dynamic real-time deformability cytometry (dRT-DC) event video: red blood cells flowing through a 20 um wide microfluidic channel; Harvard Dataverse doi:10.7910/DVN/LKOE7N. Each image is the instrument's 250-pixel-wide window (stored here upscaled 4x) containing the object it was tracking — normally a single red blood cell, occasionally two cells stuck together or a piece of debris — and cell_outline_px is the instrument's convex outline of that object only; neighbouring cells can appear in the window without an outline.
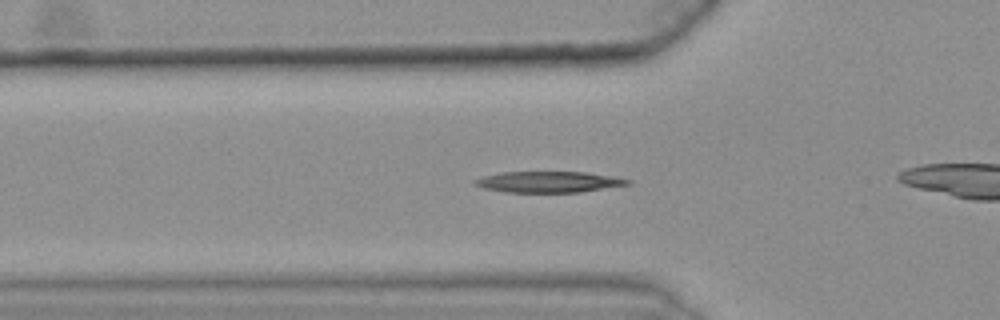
{"species": "common noctule bat (a hibernating species)", "species_latin": "Nyctalus noctula", "temperature_condition": "warm", "stored_images_in_passage": 48, "camera_frame_rate_fps": 3000, "um_per_image_px": 0.085, "animal": {"sex": "female", "body_mass_g": 25.1}, "frame": {"image": 1, "passage_image": 18, "time_ms": 5.667, "image_size_px": [1000, 320], "cell_outline_px": [[632, 184], [580, 192], [504, 192], [484, 188], [472, 184], [472, 180], [484, 176], [500, 172], [584, 172], [612, 176], [632, 180]], "centroid_in_image_um": [46.62, 15.46], "position_along_channel_um": 79.2, "area_um2": 18.79}}
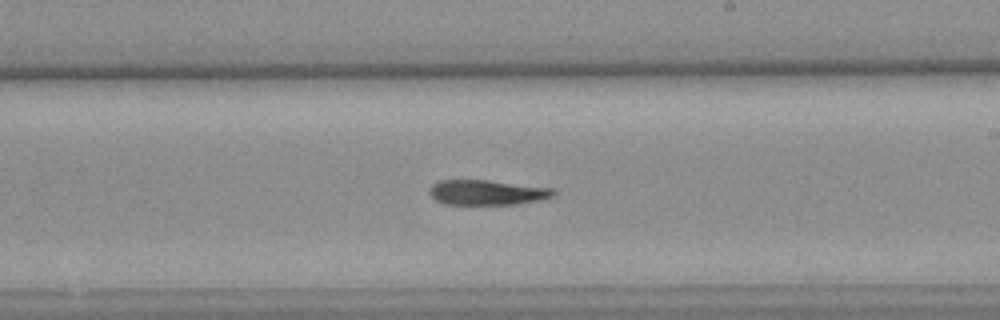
{"frame": {"image": 2, "passage_image": 32, "time_ms": 10.333, "image_size_px": [1000, 320], "cell_outline_px": [[556, 192], [552, 196], [536, 200], [516, 204], [444, 204], [436, 200], [428, 192], [428, 188], [432, 184], [440, 180], [484, 180], [556, 188]], "centroid_in_image_um": [41.36, 16.35], "position_along_channel_um": 247.6, "area_um2": 17.98}}
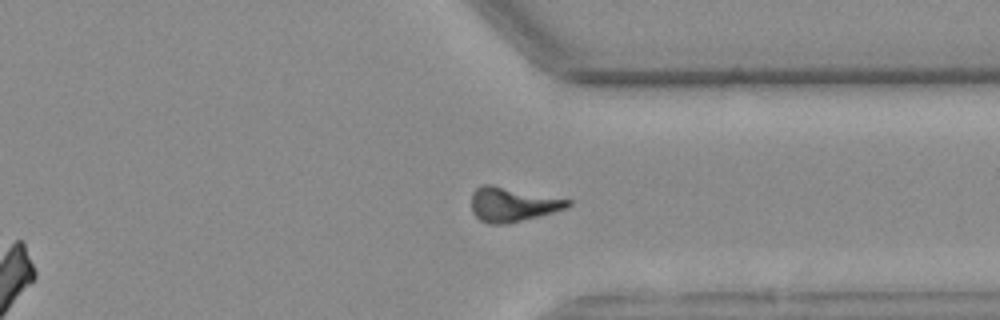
{"frame": {"image": 3, "passage_image": 42, "time_ms": 13.667, "image_size_px": [1000, 320], "cell_outline_px": [[572, 204], [564, 208], [552, 212], [508, 224], [488, 224], [480, 220], [472, 212], [472, 192], [476, 188], [484, 184], [492, 184], [572, 200]], "centroid_in_image_um": [43.53, 17.37], "position_along_channel_um": 367.9, "area_um2": 19.25}}